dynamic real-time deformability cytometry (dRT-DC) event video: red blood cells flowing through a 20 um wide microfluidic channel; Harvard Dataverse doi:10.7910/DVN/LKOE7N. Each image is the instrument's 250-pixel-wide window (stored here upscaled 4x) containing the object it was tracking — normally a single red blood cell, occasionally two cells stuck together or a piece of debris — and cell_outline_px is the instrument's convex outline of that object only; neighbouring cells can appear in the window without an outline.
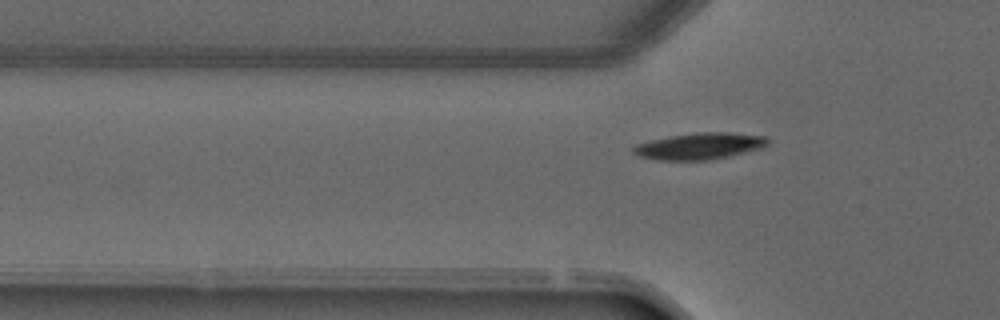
{"species": "common noctule bat (a hibernating species)", "species_latin": "Nyctalus noctula", "temperature_condition": "warm", "stored_images_in_passage": 2, "camera_frame_rate_fps": 3000, "um_per_image_px": 0.085, "animal": {"sex": "male", "forearm_length_mm": 52.5}, "frame": {"image": 1, "passage_image": 2, "time_ms": 1.333, "image_size_px": [1000, 320], "cell_outline_px": [[768, 144], [760, 148], [728, 156], [708, 160], [660, 160], [640, 156], [632, 152], [632, 148], [636, 144], [668, 136], [700, 132], [728, 132], [768, 136]], "centroid_in_image_um": [59.47, 12.41], "position_along_channel_um": 66.3, "area_um2": 20.63}}